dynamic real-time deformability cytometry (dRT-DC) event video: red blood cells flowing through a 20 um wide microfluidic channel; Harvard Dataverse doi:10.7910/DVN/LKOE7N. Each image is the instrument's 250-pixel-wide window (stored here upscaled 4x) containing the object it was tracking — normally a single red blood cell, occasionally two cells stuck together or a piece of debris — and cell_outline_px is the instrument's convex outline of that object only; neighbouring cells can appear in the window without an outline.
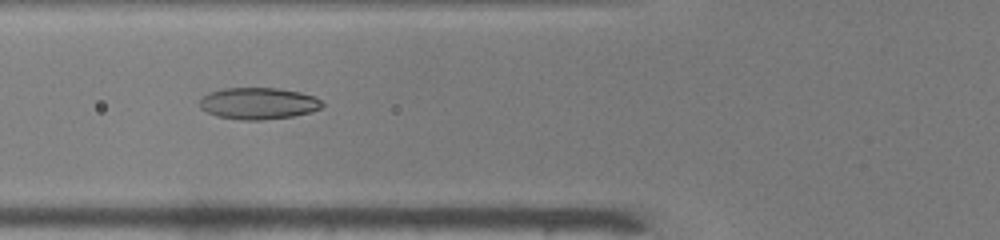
{"species": "common noctule bat (a hibernating species)", "species_latin": "Nyctalus noctula", "temperature_condition": "warm", "stored_images_in_passage": 34, "camera_frame_rate_fps": 3000, "um_per_image_px": 0.085, "animal": {"sex": "male", "body_mass_g": 19.0, "forearm_length_mm": 50.8}, "frame": {"image": 1, "passage_image": 4, "time_ms": 1.0, "image_size_px": [1000, 240], "cell_outline_px": [[324, 104], [320, 108], [312, 112], [292, 116], [260, 120], [240, 120], [216, 116], [200, 108], [200, 100], [208, 92], [220, 88], [276, 88], [300, 92], [316, 96]], "centroid_in_image_um": [21.96, 8.78], "position_along_channel_um": 103.8, "area_um2": 22.72}}
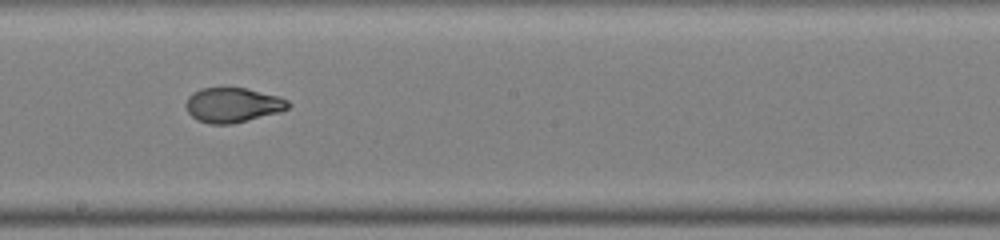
{"frame": {"image": 2, "passage_image": 13, "time_ms": 4.0, "image_size_px": [1000, 240], "cell_outline_px": [[292, 104], [288, 108], [280, 112], [232, 124], [208, 124], [196, 120], [188, 112], [184, 104], [188, 96], [192, 92], [200, 88], [244, 88], [280, 96], [288, 100]], "centroid_in_image_um": [19.77, 8.93], "position_along_channel_um": 228.4, "area_um2": 20.92}}
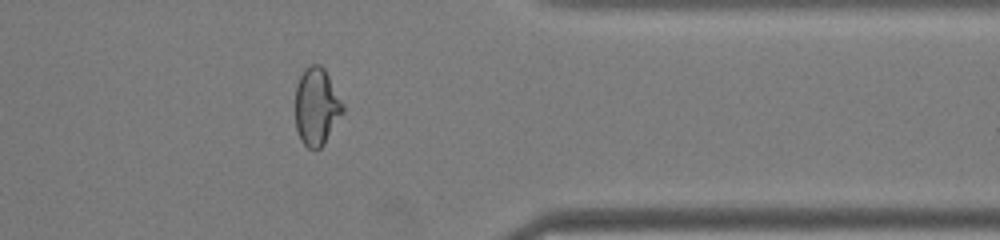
{"frame": {"image": 3, "passage_image": 25, "time_ms": 8.0, "image_size_px": [1000, 240], "cell_outline_px": [[344, 112], [324, 144], [316, 152], [308, 148], [300, 140], [296, 128], [296, 84], [304, 68], [312, 64], [320, 64], [324, 68], [344, 104]], "centroid_in_image_um": [26.91, 9.08], "position_along_channel_um": 384.5, "area_um2": 21.68}, "authors_computed_cell_mechanics": {"area_um2": 21.5305, "velocity_mm_per_s": 4.1622, "shape_relaxation_time_tau1_ms": null, "shape_relaxation_time_tau2_ms": 0.7976, "deformation_change_tau1": null, "deformation_change_tau2": 0.0595}}